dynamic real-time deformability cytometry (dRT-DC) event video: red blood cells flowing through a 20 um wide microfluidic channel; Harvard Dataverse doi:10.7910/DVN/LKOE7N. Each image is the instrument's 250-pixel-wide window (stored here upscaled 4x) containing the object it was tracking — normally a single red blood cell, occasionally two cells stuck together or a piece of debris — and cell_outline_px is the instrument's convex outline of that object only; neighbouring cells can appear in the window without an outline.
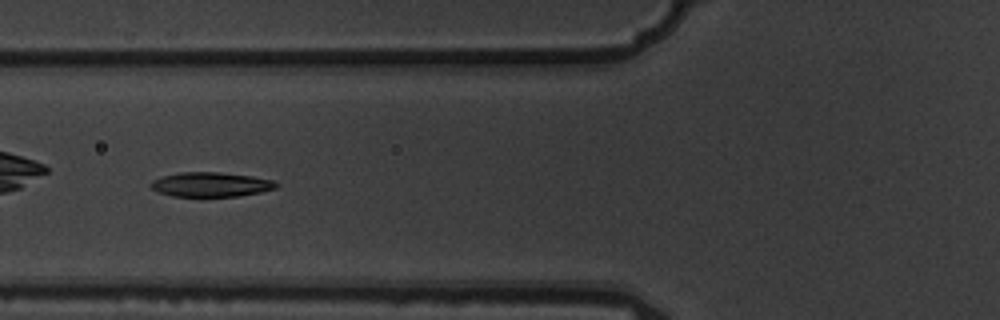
{"species": "common noctule bat (a hibernating species)", "species_latin": "Nyctalus noctula", "temperature_condition": "warm", "stored_images_in_passage": 8, "camera_frame_rate_fps": 3000, "um_per_image_px": 0.085, "animal": {"sex": "male", "body_mass_g": 19.5, "forearm_length_mm": 54.6}, "frame": {"image": 1, "passage_image": 6, "time_ms": 1.667, "image_size_px": [1000, 320], "cell_outline_px": [[280, 184], [276, 188], [260, 192], [240, 196], [172, 196], [160, 192], [152, 188], [148, 184], [152, 180], [164, 176], [180, 172], [220, 172], [252, 176], [272, 180]], "centroid_in_image_um": [17.94, 15.68], "position_along_channel_um": 107.9, "area_um2": 17.86}}
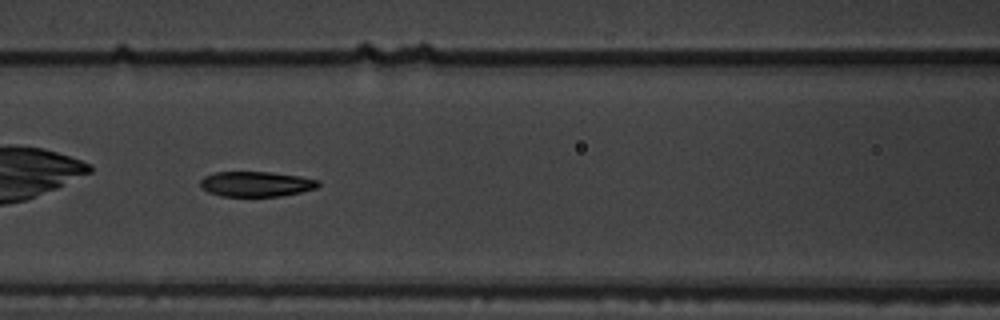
{"frame": {"image": 2, "passage_image": 7, "time_ms": 2.0, "image_size_px": [1000, 320], "cell_outline_px": [[320, 184], [316, 188], [300, 192], [280, 196], [220, 196], [208, 192], [200, 188], [200, 180], [204, 176], [216, 172], [268, 172], [300, 176], [320, 180]], "centroid_in_image_um": [21.75, 15.64], "position_along_channel_um": 144.8, "area_um2": 17.34}}
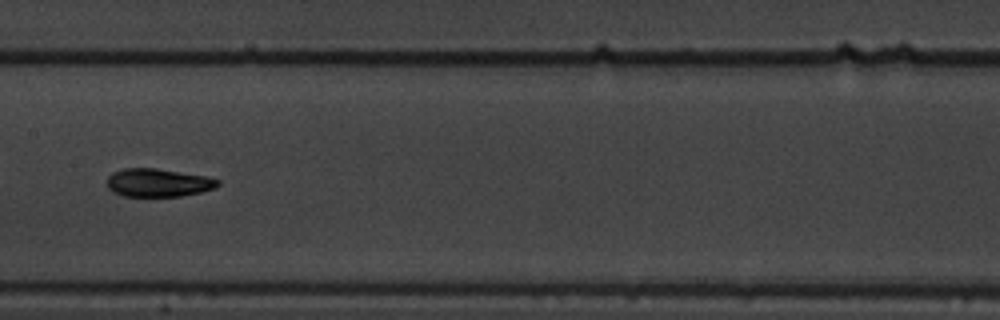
{"frame": {"image": 3, "passage_image": 8, "time_ms": 2.333, "image_size_px": [1000, 320], "cell_outline_px": [[220, 184], [212, 188], [200, 192], [180, 196], [124, 196], [112, 192], [108, 188], [108, 176], [112, 172], [124, 168], [156, 168], [204, 176], [220, 180]], "centroid_in_image_um": [13.4, 15.52], "position_along_channel_um": 194.0, "area_um2": 18.03}}